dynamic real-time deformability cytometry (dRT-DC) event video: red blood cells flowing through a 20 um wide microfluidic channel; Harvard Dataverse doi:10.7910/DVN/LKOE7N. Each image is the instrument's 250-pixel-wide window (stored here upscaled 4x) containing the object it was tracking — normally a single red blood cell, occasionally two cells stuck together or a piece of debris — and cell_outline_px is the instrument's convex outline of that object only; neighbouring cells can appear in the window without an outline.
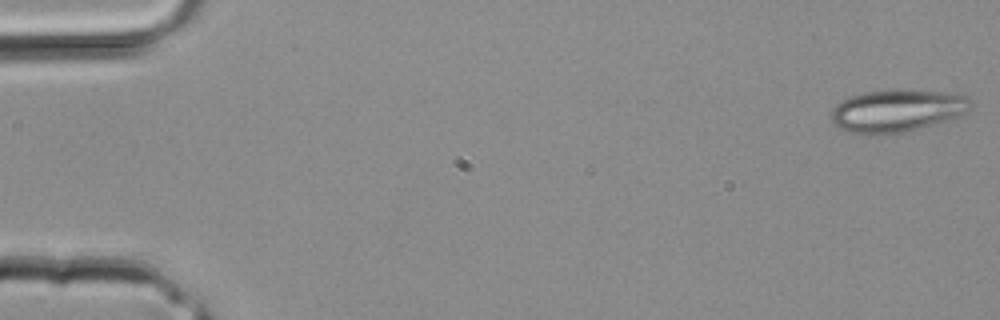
{"species": "common noctule bat (a hibernating species)", "species_latin": "Nyctalus noctula", "temperature_condition": "room temperature", "stored_images_in_passage": 3, "camera_frame_rate_fps": 3000, "um_per_image_px": 0.085, "animal": {"sex": "male", "body_mass_g": 20.4}, "frame": {"image": 1, "passage_image": 3, "time_ms": 0.667, "image_size_px": [1000, 320], "cell_outline_px": [[972, 104], [968, 112], [944, 120], [904, 132], [884, 136], [876, 136], [848, 132], [840, 128], [832, 120], [832, 108], [836, 104], [848, 96], [864, 92], [896, 88], [956, 92], [968, 96], [972, 100]], "centroid_in_image_um": [76.26, 9.38], "position_along_channel_um": 8.7, "area_um2": 35.26}}